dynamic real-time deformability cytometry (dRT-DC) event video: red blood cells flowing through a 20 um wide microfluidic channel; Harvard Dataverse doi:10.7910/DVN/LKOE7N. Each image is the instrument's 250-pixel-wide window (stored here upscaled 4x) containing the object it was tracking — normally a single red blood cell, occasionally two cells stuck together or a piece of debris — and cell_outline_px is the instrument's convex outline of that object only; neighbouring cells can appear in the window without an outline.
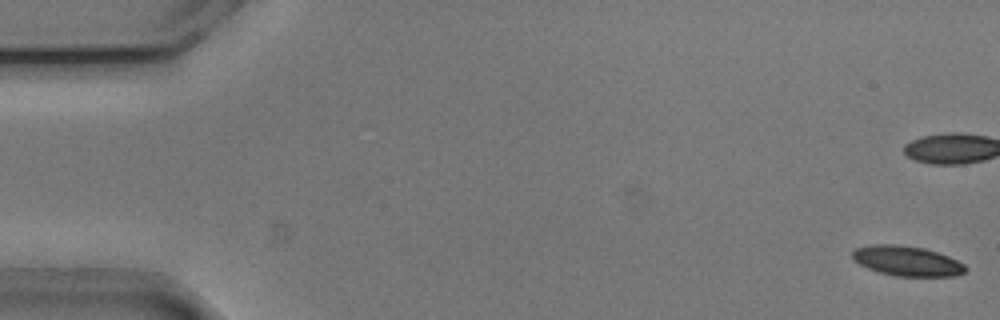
{"species": "common noctule bat (a hibernating species)", "species_latin": "Nyctalus noctula", "temperature_condition": "cold", "stored_images_in_passage": 55, "camera_frame_rate_fps": 3000, "um_per_image_px": 0.085, "animal": {"sex": "male", "body_mass_g": 20.5, "forearm_length_mm": 52.5}, "frame": {"image": 1, "passage_image": 1, "time_ms": 0.0, "image_size_px": [1000, 320], "cell_outline_px": [[968, 268], [964, 272], [952, 276], [896, 276], [880, 272], [868, 268], [860, 264], [852, 256], [852, 252], [856, 248], [872, 244], [896, 244], [924, 248], [948, 256], [964, 264]], "centroid_in_image_um": [77.1, 22.17], "position_along_channel_um": 7.9, "area_um2": 19.54}}
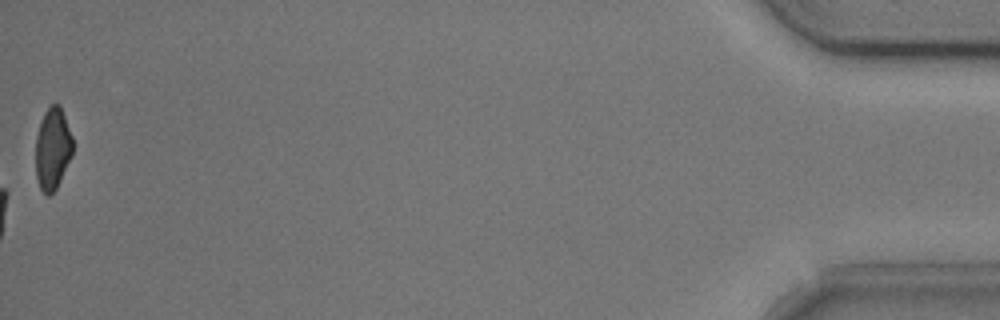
{"frame": {"image": 2, "passage_image": 55, "time_ms": 18.0, "image_size_px": [1000, 320], "cell_outline_px": [[72, 156], [56, 188], [48, 196], [40, 188], [36, 176], [36, 136], [44, 112], [52, 104], [60, 104], [72, 136]], "centroid_in_image_um": [4.47, 12.62], "position_along_channel_um": 430.7, "area_um2": 17.51}, "authors_computed_cell_mechanics": {"area_um2": 21.9062, "velocity_mm_per_s": 3.7763, "shape_relaxation_time_tau1_ms": 2.2416, "shape_relaxation_time_tau2_ms": null, "deformation_change_tau1": 0.0884, "deformation_change_tau2": null}}